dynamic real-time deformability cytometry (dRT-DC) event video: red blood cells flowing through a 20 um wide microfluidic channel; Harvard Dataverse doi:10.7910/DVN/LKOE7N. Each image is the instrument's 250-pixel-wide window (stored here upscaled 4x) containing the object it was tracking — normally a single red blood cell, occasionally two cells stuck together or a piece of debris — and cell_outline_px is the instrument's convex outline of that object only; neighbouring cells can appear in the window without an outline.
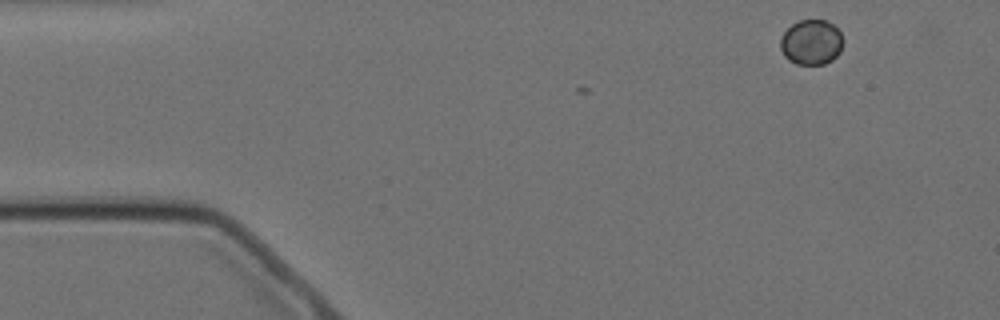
{"species": "Egyptian fruit bat (a non-hibernating species)", "species_latin": "Rousettus aegyptiacus", "temperature_condition": "cold", "stored_images_in_passage": 14, "camera_frame_rate_fps": 3000, "um_per_image_px": 0.085, "animal": {"sex": "female"}, "frame": {"image": 1, "passage_image": 1, "time_ms": 0.0, "image_size_px": [1000, 320], "cell_outline_px": [[844, 40], [840, 52], [832, 60], [824, 64], [796, 64], [788, 60], [784, 56], [780, 48], [780, 36], [792, 24], [800, 20], [824, 20], [832, 24], [840, 32]], "centroid_in_image_um": [68.95, 3.6], "position_along_channel_um": 16.0, "area_um2": 16.59}}
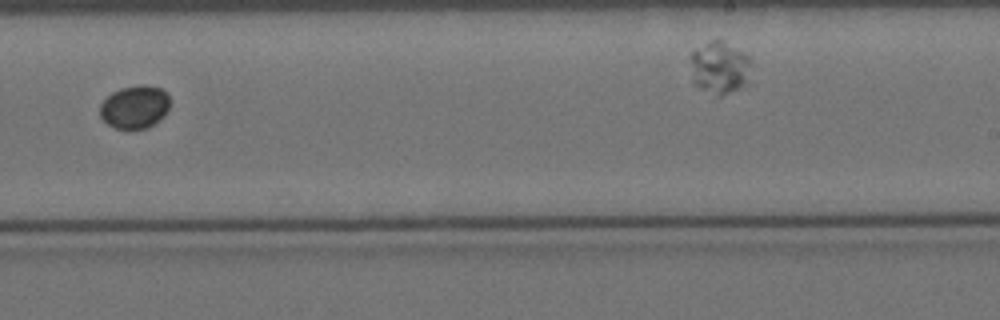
{"frame": {"image": 2, "passage_image": 9, "time_ms": 10.0, "image_size_px": [1000, 320], "cell_outline_px": [[168, 108], [164, 116], [160, 120], [148, 128], [116, 128], [108, 124], [100, 116], [100, 104], [112, 92], [120, 88], [140, 84], [144, 84], [160, 88], [168, 92]], "centroid_in_image_um": [11.46, 9.07], "position_along_channel_um": 277.5, "area_um2": 17.51}}
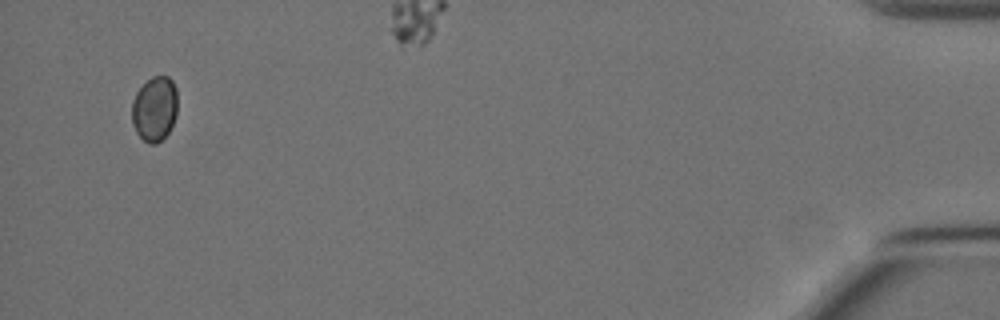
{"frame": {"image": 3, "passage_image": 14, "time_ms": 16.667, "image_size_px": [1000, 320], "cell_outline_px": [[176, 116], [168, 132], [156, 144], [148, 144], [136, 132], [132, 124], [132, 100], [136, 92], [152, 76], [168, 76], [172, 80], [176, 88]], "centroid_in_image_um": [13.13, 9.24], "position_along_channel_um": 422.1, "area_um2": 17.17}}